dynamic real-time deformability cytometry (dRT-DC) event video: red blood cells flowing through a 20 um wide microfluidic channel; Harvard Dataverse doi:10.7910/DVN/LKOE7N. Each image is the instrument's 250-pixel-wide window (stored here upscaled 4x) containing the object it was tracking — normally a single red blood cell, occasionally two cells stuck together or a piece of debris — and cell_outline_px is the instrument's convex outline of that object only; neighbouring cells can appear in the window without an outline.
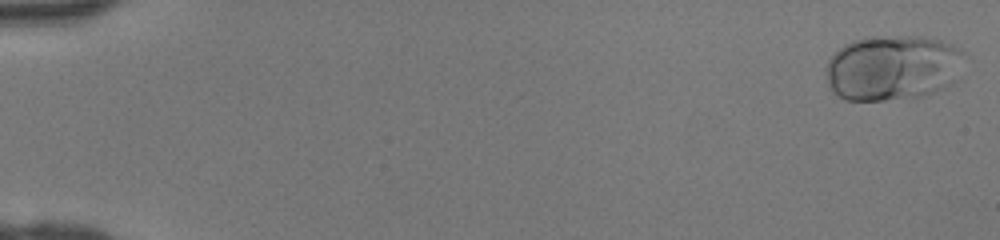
{"species": "human", "species_latin": "Homo sapiens", "temperature_condition": "room temperature", "stored_images_in_passage": 46, "camera_frame_rate_fps": 3000, "um_per_image_px": 0.085, "donor": {"sex": "female"}, "frame": {"image": 1, "passage_image": 1, "time_ms": 0.0, "image_size_px": [1000, 240], "cell_outline_px": [[964, 52], [956, 80], [932, 92], [920, 96], [884, 100], [844, 100], [832, 92], [828, 84], [824, 72], [828, 60], [844, 44], [852, 40], [864, 36], [920, 36], [940, 40], [952, 44]], "centroid_in_image_um": [75.81, 5.74], "position_along_channel_um": 9.2, "area_um2": 52.89}}
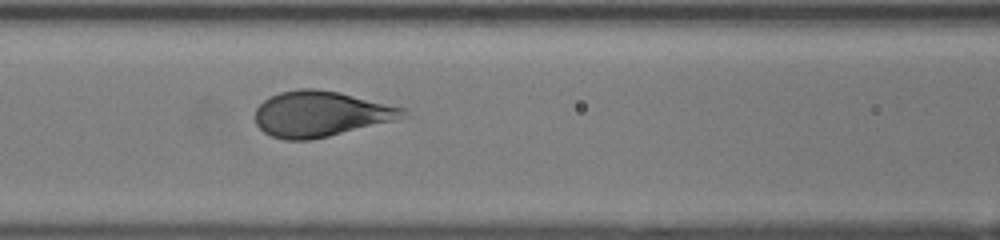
{"frame": {"image": 2, "passage_image": 21, "time_ms": 6.667, "image_size_px": [1000, 240], "cell_outline_px": [[412, 116], [396, 120], [312, 140], [284, 140], [272, 136], [264, 132], [256, 124], [256, 108], [264, 100], [280, 92], [300, 88], [316, 88], [336, 92], [408, 108]], "centroid_in_image_um": [27.32, 9.69], "position_along_channel_um": 139.3, "area_um2": 39.42}}
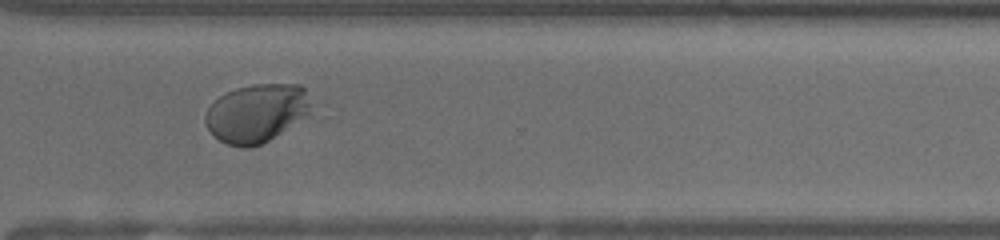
{"frame": {"image": 3, "passage_image": 35, "time_ms": 11.333, "image_size_px": [1000, 240], "cell_outline_px": [[308, 112], [280, 132], [268, 140], [260, 144], [248, 148], [244, 148], [228, 144], [220, 140], [208, 128], [204, 120], [204, 116], [208, 108], [220, 96], [236, 88], [252, 84], [300, 84], [304, 88], [308, 104]], "centroid_in_image_um": [21.73, 9.6], "position_along_channel_um": 348.9, "area_um2": 34.85}}